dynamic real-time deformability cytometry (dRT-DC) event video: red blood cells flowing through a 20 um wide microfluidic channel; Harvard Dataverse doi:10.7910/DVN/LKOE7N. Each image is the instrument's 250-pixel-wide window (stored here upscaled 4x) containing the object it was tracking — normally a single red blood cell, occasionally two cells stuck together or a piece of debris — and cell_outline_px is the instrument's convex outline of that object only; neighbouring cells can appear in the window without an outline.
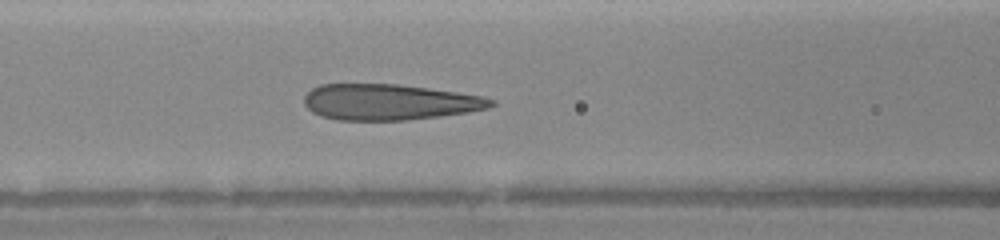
{"species": "human", "species_latin": "Homo sapiens", "temperature_condition": "warm", "stored_images_in_passage": 15, "camera_frame_rate_fps": 3000, "um_per_image_px": 0.085, "donor": {"sex": "female"}, "frame": {"image": 1, "passage_image": 15, "time_ms": 6.333, "image_size_px": [1000, 240], "cell_outline_px": [[496, 104], [488, 108], [468, 112], [440, 116], [408, 120], [336, 120], [320, 116], [312, 112], [304, 104], [304, 96], [312, 88], [320, 84], [396, 84], [428, 88], [484, 96], [496, 100]], "centroid_in_image_um": [33.09, 8.68], "position_along_channel_um": 133.5, "area_um2": 39.25}}